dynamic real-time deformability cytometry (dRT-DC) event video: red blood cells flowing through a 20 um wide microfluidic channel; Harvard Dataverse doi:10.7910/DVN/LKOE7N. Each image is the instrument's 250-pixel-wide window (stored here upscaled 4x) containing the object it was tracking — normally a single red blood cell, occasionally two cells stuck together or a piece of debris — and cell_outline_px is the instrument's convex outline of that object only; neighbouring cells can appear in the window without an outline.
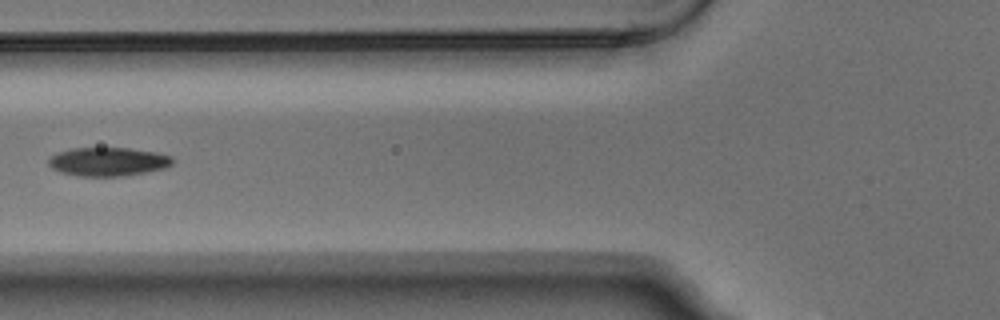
{"species": "Egyptian fruit bat (a non-hibernating species)", "species_latin": "Rousettus aegyptiacus", "temperature_condition": "warm", "stored_images_in_passage": 9, "camera_frame_rate_fps": 3000, "um_per_image_px": 0.085, "animal": {"sex": "male"}, "frame": {"image": 1, "passage_image": 6, "time_ms": 1.667, "image_size_px": [1000, 320], "cell_outline_px": [[176, 160], [168, 168], [124, 176], [76, 176], [60, 172], [52, 168], [48, 164], [48, 160], [56, 152], [72, 148], [128, 148], [156, 152], [172, 156]], "centroid_in_image_um": [9.22, 13.74], "position_along_channel_um": 116.6, "area_um2": 20.98}}
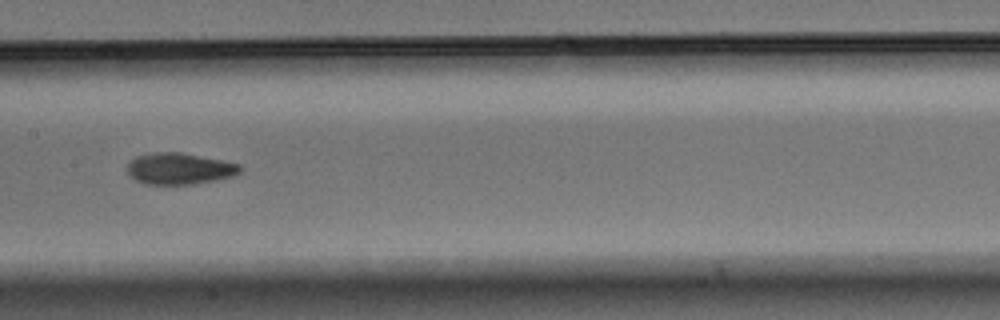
{"frame": {"image": 2, "passage_image": 8, "time_ms": 2.333, "image_size_px": [1000, 320], "cell_outline_px": [[244, 168], [240, 172], [232, 176], [216, 180], [192, 184], [144, 184], [136, 180], [128, 172], [128, 164], [136, 156], [152, 152], [180, 152], [224, 160], [240, 164]], "centroid_in_image_um": [15.29, 14.32], "position_along_channel_um": 192.1, "area_um2": 20.69}}
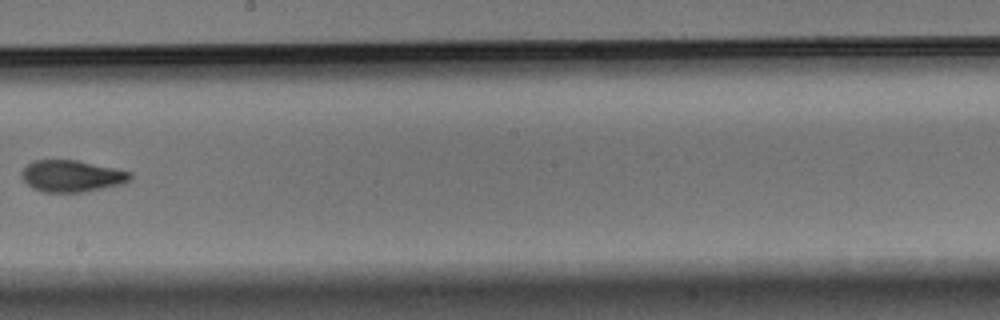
{"frame": {"image": 3, "passage_image": 9, "time_ms": 2.667, "image_size_px": [1000, 320], "cell_outline_px": [[132, 180], [124, 184], [84, 192], [44, 192], [32, 188], [20, 176], [20, 172], [32, 160], [76, 160], [116, 168], [132, 172]], "centroid_in_image_um": [6.13, 14.96], "position_along_channel_um": 242.1, "area_um2": 20.29}}